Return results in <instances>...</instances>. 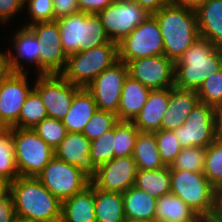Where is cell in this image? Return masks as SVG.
I'll return each instance as SVG.
<instances>
[{"label": "cell", "mask_w": 222, "mask_h": 222, "mask_svg": "<svg viewBox=\"0 0 222 222\" xmlns=\"http://www.w3.org/2000/svg\"><path fill=\"white\" fill-rule=\"evenodd\" d=\"M17 217L35 222H60L61 201L36 177L19 176L9 183Z\"/></svg>", "instance_id": "cell-1"}, {"label": "cell", "mask_w": 222, "mask_h": 222, "mask_svg": "<svg viewBox=\"0 0 222 222\" xmlns=\"http://www.w3.org/2000/svg\"><path fill=\"white\" fill-rule=\"evenodd\" d=\"M222 69V48L199 36L175 62L174 87L198 91L205 78Z\"/></svg>", "instance_id": "cell-2"}, {"label": "cell", "mask_w": 222, "mask_h": 222, "mask_svg": "<svg viewBox=\"0 0 222 222\" xmlns=\"http://www.w3.org/2000/svg\"><path fill=\"white\" fill-rule=\"evenodd\" d=\"M164 42V55L174 63L199 38L194 9L170 3L153 14Z\"/></svg>", "instance_id": "cell-3"}, {"label": "cell", "mask_w": 222, "mask_h": 222, "mask_svg": "<svg viewBox=\"0 0 222 222\" xmlns=\"http://www.w3.org/2000/svg\"><path fill=\"white\" fill-rule=\"evenodd\" d=\"M170 193L182 199L195 213L209 217L218 208V190L203 172L170 169Z\"/></svg>", "instance_id": "cell-4"}, {"label": "cell", "mask_w": 222, "mask_h": 222, "mask_svg": "<svg viewBox=\"0 0 222 222\" xmlns=\"http://www.w3.org/2000/svg\"><path fill=\"white\" fill-rule=\"evenodd\" d=\"M56 21L60 29L61 43L67 56L110 42L97 14L80 11Z\"/></svg>", "instance_id": "cell-5"}, {"label": "cell", "mask_w": 222, "mask_h": 222, "mask_svg": "<svg viewBox=\"0 0 222 222\" xmlns=\"http://www.w3.org/2000/svg\"><path fill=\"white\" fill-rule=\"evenodd\" d=\"M118 61V44L110 41L69 55L60 75L73 85L86 88L99 74Z\"/></svg>", "instance_id": "cell-6"}, {"label": "cell", "mask_w": 222, "mask_h": 222, "mask_svg": "<svg viewBox=\"0 0 222 222\" xmlns=\"http://www.w3.org/2000/svg\"><path fill=\"white\" fill-rule=\"evenodd\" d=\"M19 176L36 177L55 156L54 149L33 129L12 127Z\"/></svg>", "instance_id": "cell-7"}, {"label": "cell", "mask_w": 222, "mask_h": 222, "mask_svg": "<svg viewBox=\"0 0 222 222\" xmlns=\"http://www.w3.org/2000/svg\"><path fill=\"white\" fill-rule=\"evenodd\" d=\"M36 178L61 202L81 192L91 183V175L86 170L55 156Z\"/></svg>", "instance_id": "cell-8"}, {"label": "cell", "mask_w": 222, "mask_h": 222, "mask_svg": "<svg viewBox=\"0 0 222 222\" xmlns=\"http://www.w3.org/2000/svg\"><path fill=\"white\" fill-rule=\"evenodd\" d=\"M119 60L126 64L133 59L164 55V42L156 17L148 18L118 43Z\"/></svg>", "instance_id": "cell-9"}, {"label": "cell", "mask_w": 222, "mask_h": 222, "mask_svg": "<svg viewBox=\"0 0 222 222\" xmlns=\"http://www.w3.org/2000/svg\"><path fill=\"white\" fill-rule=\"evenodd\" d=\"M110 41L119 43L150 15L133 0H115L98 14Z\"/></svg>", "instance_id": "cell-10"}, {"label": "cell", "mask_w": 222, "mask_h": 222, "mask_svg": "<svg viewBox=\"0 0 222 222\" xmlns=\"http://www.w3.org/2000/svg\"><path fill=\"white\" fill-rule=\"evenodd\" d=\"M174 133L182 148L207 147L217 139L216 109L199 102Z\"/></svg>", "instance_id": "cell-11"}, {"label": "cell", "mask_w": 222, "mask_h": 222, "mask_svg": "<svg viewBox=\"0 0 222 222\" xmlns=\"http://www.w3.org/2000/svg\"><path fill=\"white\" fill-rule=\"evenodd\" d=\"M28 28L42 44L38 62L39 75H60L66 65L67 55L61 43L57 21L37 22Z\"/></svg>", "instance_id": "cell-12"}, {"label": "cell", "mask_w": 222, "mask_h": 222, "mask_svg": "<svg viewBox=\"0 0 222 222\" xmlns=\"http://www.w3.org/2000/svg\"><path fill=\"white\" fill-rule=\"evenodd\" d=\"M33 89L41 97L48 117L63 120L70 109L74 95L81 89L61 75H38Z\"/></svg>", "instance_id": "cell-13"}, {"label": "cell", "mask_w": 222, "mask_h": 222, "mask_svg": "<svg viewBox=\"0 0 222 222\" xmlns=\"http://www.w3.org/2000/svg\"><path fill=\"white\" fill-rule=\"evenodd\" d=\"M128 75L127 64L119 60L86 87L93 95L98 109L117 114L122 87Z\"/></svg>", "instance_id": "cell-14"}, {"label": "cell", "mask_w": 222, "mask_h": 222, "mask_svg": "<svg viewBox=\"0 0 222 222\" xmlns=\"http://www.w3.org/2000/svg\"><path fill=\"white\" fill-rule=\"evenodd\" d=\"M27 72H10L0 86V127L11 128L18 123L19 114L29 93Z\"/></svg>", "instance_id": "cell-15"}, {"label": "cell", "mask_w": 222, "mask_h": 222, "mask_svg": "<svg viewBox=\"0 0 222 222\" xmlns=\"http://www.w3.org/2000/svg\"><path fill=\"white\" fill-rule=\"evenodd\" d=\"M127 66L129 75L150 90L174 87L175 63L165 55L133 59Z\"/></svg>", "instance_id": "cell-16"}, {"label": "cell", "mask_w": 222, "mask_h": 222, "mask_svg": "<svg viewBox=\"0 0 222 222\" xmlns=\"http://www.w3.org/2000/svg\"><path fill=\"white\" fill-rule=\"evenodd\" d=\"M137 170L132 155L113 158L93 171L91 183L98 189L123 193L134 186Z\"/></svg>", "instance_id": "cell-17"}, {"label": "cell", "mask_w": 222, "mask_h": 222, "mask_svg": "<svg viewBox=\"0 0 222 222\" xmlns=\"http://www.w3.org/2000/svg\"><path fill=\"white\" fill-rule=\"evenodd\" d=\"M170 88L151 90L139 114L132 123L140 132L153 133L161 129V122L167 110Z\"/></svg>", "instance_id": "cell-18"}, {"label": "cell", "mask_w": 222, "mask_h": 222, "mask_svg": "<svg viewBox=\"0 0 222 222\" xmlns=\"http://www.w3.org/2000/svg\"><path fill=\"white\" fill-rule=\"evenodd\" d=\"M16 31L17 33H13L14 45H12L16 53L13 54L12 51H8V63L11 72H27V70H23L22 61L29 64L33 63L37 66V70L42 44L28 27L23 26Z\"/></svg>", "instance_id": "cell-19"}, {"label": "cell", "mask_w": 222, "mask_h": 222, "mask_svg": "<svg viewBox=\"0 0 222 222\" xmlns=\"http://www.w3.org/2000/svg\"><path fill=\"white\" fill-rule=\"evenodd\" d=\"M199 102L197 91L171 87L169 103L161 122V129L176 130L186 121L187 116Z\"/></svg>", "instance_id": "cell-20"}, {"label": "cell", "mask_w": 222, "mask_h": 222, "mask_svg": "<svg viewBox=\"0 0 222 222\" xmlns=\"http://www.w3.org/2000/svg\"><path fill=\"white\" fill-rule=\"evenodd\" d=\"M60 222H96L95 186L92 183L61 202Z\"/></svg>", "instance_id": "cell-21"}, {"label": "cell", "mask_w": 222, "mask_h": 222, "mask_svg": "<svg viewBox=\"0 0 222 222\" xmlns=\"http://www.w3.org/2000/svg\"><path fill=\"white\" fill-rule=\"evenodd\" d=\"M126 222H155L157 199L135 186L122 193Z\"/></svg>", "instance_id": "cell-22"}, {"label": "cell", "mask_w": 222, "mask_h": 222, "mask_svg": "<svg viewBox=\"0 0 222 222\" xmlns=\"http://www.w3.org/2000/svg\"><path fill=\"white\" fill-rule=\"evenodd\" d=\"M195 11L199 36L222 48V0H207Z\"/></svg>", "instance_id": "cell-23"}, {"label": "cell", "mask_w": 222, "mask_h": 222, "mask_svg": "<svg viewBox=\"0 0 222 222\" xmlns=\"http://www.w3.org/2000/svg\"><path fill=\"white\" fill-rule=\"evenodd\" d=\"M150 91L148 87L128 75L122 87L116 114L118 121L132 122L146 103Z\"/></svg>", "instance_id": "cell-24"}, {"label": "cell", "mask_w": 222, "mask_h": 222, "mask_svg": "<svg viewBox=\"0 0 222 222\" xmlns=\"http://www.w3.org/2000/svg\"><path fill=\"white\" fill-rule=\"evenodd\" d=\"M90 143L83 133L67 132L65 138L54 149L55 157L81 167L89 173Z\"/></svg>", "instance_id": "cell-25"}, {"label": "cell", "mask_w": 222, "mask_h": 222, "mask_svg": "<svg viewBox=\"0 0 222 222\" xmlns=\"http://www.w3.org/2000/svg\"><path fill=\"white\" fill-rule=\"evenodd\" d=\"M97 109L93 95L86 88H81L74 95L70 109L62 120L67 132L82 133Z\"/></svg>", "instance_id": "cell-26"}, {"label": "cell", "mask_w": 222, "mask_h": 222, "mask_svg": "<svg viewBox=\"0 0 222 222\" xmlns=\"http://www.w3.org/2000/svg\"><path fill=\"white\" fill-rule=\"evenodd\" d=\"M132 157L140 170H156L165 167L154 133L139 132Z\"/></svg>", "instance_id": "cell-27"}, {"label": "cell", "mask_w": 222, "mask_h": 222, "mask_svg": "<svg viewBox=\"0 0 222 222\" xmlns=\"http://www.w3.org/2000/svg\"><path fill=\"white\" fill-rule=\"evenodd\" d=\"M96 222H126L123 195L95 187Z\"/></svg>", "instance_id": "cell-28"}, {"label": "cell", "mask_w": 222, "mask_h": 222, "mask_svg": "<svg viewBox=\"0 0 222 222\" xmlns=\"http://www.w3.org/2000/svg\"><path fill=\"white\" fill-rule=\"evenodd\" d=\"M155 222H187L198 215L182 199L172 193L157 199Z\"/></svg>", "instance_id": "cell-29"}, {"label": "cell", "mask_w": 222, "mask_h": 222, "mask_svg": "<svg viewBox=\"0 0 222 222\" xmlns=\"http://www.w3.org/2000/svg\"><path fill=\"white\" fill-rule=\"evenodd\" d=\"M134 186L156 199L169 194L170 185V166L156 170H137Z\"/></svg>", "instance_id": "cell-30"}, {"label": "cell", "mask_w": 222, "mask_h": 222, "mask_svg": "<svg viewBox=\"0 0 222 222\" xmlns=\"http://www.w3.org/2000/svg\"><path fill=\"white\" fill-rule=\"evenodd\" d=\"M0 176L8 183L19 177L15 163L12 127L0 128Z\"/></svg>", "instance_id": "cell-31"}, {"label": "cell", "mask_w": 222, "mask_h": 222, "mask_svg": "<svg viewBox=\"0 0 222 222\" xmlns=\"http://www.w3.org/2000/svg\"><path fill=\"white\" fill-rule=\"evenodd\" d=\"M48 117L46 107L39 96V94L33 89L21 108L18 123L15 128L33 129L44 118Z\"/></svg>", "instance_id": "cell-32"}, {"label": "cell", "mask_w": 222, "mask_h": 222, "mask_svg": "<svg viewBox=\"0 0 222 222\" xmlns=\"http://www.w3.org/2000/svg\"><path fill=\"white\" fill-rule=\"evenodd\" d=\"M114 128L91 140L89 154V174L99 166L114 158Z\"/></svg>", "instance_id": "cell-33"}, {"label": "cell", "mask_w": 222, "mask_h": 222, "mask_svg": "<svg viewBox=\"0 0 222 222\" xmlns=\"http://www.w3.org/2000/svg\"><path fill=\"white\" fill-rule=\"evenodd\" d=\"M139 130L132 122L119 121L114 126V158L131 156Z\"/></svg>", "instance_id": "cell-34"}, {"label": "cell", "mask_w": 222, "mask_h": 222, "mask_svg": "<svg viewBox=\"0 0 222 222\" xmlns=\"http://www.w3.org/2000/svg\"><path fill=\"white\" fill-rule=\"evenodd\" d=\"M203 173L219 191L222 188V140L216 139L206 147Z\"/></svg>", "instance_id": "cell-35"}, {"label": "cell", "mask_w": 222, "mask_h": 222, "mask_svg": "<svg viewBox=\"0 0 222 222\" xmlns=\"http://www.w3.org/2000/svg\"><path fill=\"white\" fill-rule=\"evenodd\" d=\"M206 147L182 148L170 169L187 170L192 172H203Z\"/></svg>", "instance_id": "cell-36"}, {"label": "cell", "mask_w": 222, "mask_h": 222, "mask_svg": "<svg viewBox=\"0 0 222 222\" xmlns=\"http://www.w3.org/2000/svg\"><path fill=\"white\" fill-rule=\"evenodd\" d=\"M118 122L117 115L113 112L97 109L82 133L91 141L113 129Z\"/></svg>", "instance_id": "cell-37"}, {"label": "cell", "mask_w": 222, "mask_h": 222, "mask_svg": "<svg viewBox=\"0 0 222 222\" xmlns=\"http://www.w3.org/2000/svg\"><path fill=\"white\" fill-rule=\"evenodd\" d=\"M199 101L217 109L222 105V69L205 78L197 91Z\"/></svg>", "instance_id": "cell-38"}, {"label": "cell", "mask_w": 222, "mask_h": 222, "mask_svg": "<svg viewBox=\"0 0 222 222\" xmlns=\"http://www.w3.org/2000/svg\"><path fill=\"white\" fill-rule=\"evenodd\" d=\"M156 137L160 157L165 166H171L182 150V146L174 131L158 130L153 132Z\"/></svg>", "instance_id": "cell-39"}, {"label": "cell", "mask_w": 222, "mask_h": 222, "mask_svg": "<svg viewBox=\"0 0 222 222\" xmlns=\"http://www.w3.org/2000/svg\"><path fill=\"white\" fill-rule=\"evenodd\" d=\"M33 130L53 149H55L67 134L66 127L61 120L44 118Z\"/></svg>", "instance_id": "cell-40"}, {"label": "cell", "mask_w": 222, "mask_h": 222, "mask_svg": "<svg viewBox=\"0 0 222 222\" xmlns=\"http://www.w3.org/2000/svg\"><path fill=\"white\" fill-rule=\"evenodd\" d=\"M26 5H28L30 21H32L24 27L37 22L55 21L53 0H24V7Z\"/></svg>", "instance_id": "cell-41"}, {"label": "cell", "mask_w": 222, "mask_h": 222, "mask_svg": "<svg viewBox=\"0 0 222 222\" xmlns=\"http://www.w3.org/2000/svg\"><path fill=\"white\" fill-rule=\"evenodd\" d=\"M53 7L55 21L80 12L77 0H53Z\"/></svg>", "instance_id": "cell-42"}, {"label": "cell", "mask_w": 222, "mask_h": 222, "mask_svg": "<svg viewBox=\"0 0 222 222\" xmlns=\"http://www.w3.org/2000/svg\"><path fill=\"white\" fill-rule=\"evenodd\" d=\"M24 0H0V23L8 22L11 17L21 12Z\"/></svg>", "instance_id": "cell-43"}, {"label": "cell", "mask_w": 222, "mask_h": 222, "mask_svg": "<svg viewBox=\"0 0 222 222\" xmlns=\"http://www.w3.org/2000/svg\"><path fill=\"white\" fill-rule=\"evenodd\" d=\"M15 217L13 198L8 192L0 199V222H13Z\"/></svg>", "instance_id": "cell-44"}, {"label": "cell", "mask_w": 222, "mask_h": 222, "mask_svg": "<svg viewBox=\"0 0 222 222\" xmlns=\"http://www.w3.org/2000/svg\"><path fill=\"white\" fill-rule=\"evenodd\" d=\"M115 0H77L80 11L87 14H98Z\"/></svg>", "instance_id": "cell-45"}, {"label": "cell", "mask_w": 222, "mask_h": 222, "mask_svg": "<svg viewBox=\"0 0 222 222\" xmlns=\"http://www.w3.org/2000/svg\"><path fill=\"white\" fill-rule=\"evenodd\" d=\"M150 14H154L162 7L171 3V0H133Z\"/></svg>", "instance_id": "cell-46"}, {"label": "cell", "mask_w": 222, "mask_h": 222, "mask_svg": "<svg viewBox=\"0 0 222 222\" xmlns=\"http://www.w3.org/2000/svg\"><path fill=\"white\" fill-rule=\"evenodd\" d=\"M11 72L8 63V54L0 51V78H4Z\"/></svg>", "instance_id": "cell-47"}, {"label": "cell", "mask_w": 222, "mask_h": 222, "mask_svg": "<svg viewBox=\"0 0 222 222\" xmlns=\"http://www.w3.org/2000/svg\"><path fill=\"white\" fill-rule=\"evenodd\" d=\"M207 0H171V3L183 5L185 7L196 10L200 5L204 4Z\"/></svg>", "instance_id": "cell-48"}, {"label": "cell", "mask_w": 222, "mask_h": 222, "mask_svg": "<svg viewBox=\"0 0 222 222\" xmlns=\"http://www.w3.org/2000/svg\"><path fill=\"white\" fill-rule=\"evenodd\" d=\"M217 138L222 140V105L216 109Z\"/></svg>", "instance_id": "cell-49"}, {"label": "cell", "mask_w": 222, "mask_h": 222, "mask_svg": "<svg viewBox=\"0 0 222 222\" xmlns=\"http://www.w3.org/2000/svg\"><path fill=\"white\" fill-rule=\"evenodd\" d=\"M9 192V183L0 176V199Z\"/></svg>", "instance_id": "cell-50"}, {"label": "cell", "mask_w": 222, "mask_h": 222, "mask_svg": "<svg viewBox=\"0 0 222 222\" xmlns=\"http://www.w3.org/2000/svg\"><path fill=\"white\" fill-rule=\"evenodd\" d=\"M205 222H222V213L218 210L205 218Z\"/></svg>", "instance_id": "cell-51"}, {"label": "cell", "mask_w": 222, "mask_h": 222, "mask_svg": "<svg viewBox=\"0 0 222 222\" xmlns=\"http://www.w3.org/2000/svg\"><path fill=\"white\" fill-rule=\"evenodd\" d=\"M217 210L222 213V188L218 191V208Z\"/></svg>", "instance_id": "cell-52"}, {"label": "cell", "mask_w": 222, "mask_h": 222, "mask_svg": "<svg viewBox=\"0 0 222 222\" xmlns=\"http://www.w3.org/2000/svg\"><path fill=\"white\" fill-rule=\"evenodd\" d=\"M13 222H35V221H32V220H28V219H24V218H20V217H15Z\"/></svg>", "instance_id": "cell-53"}, {"label": "cell", "mask_w": 222, "mask_h": 222, "mask_svg": "<svg viewBox=\"0 0 222 222\" xmlns=\"http://www.w3.org/2000/svg\"><path fill=\"white\" fill-rule=\"evenodd\" d=\"M187 222H205V218L198 215L194 220L187 221Z\"/></svg>", "instance_id": "cell-54"}]
</instances>
